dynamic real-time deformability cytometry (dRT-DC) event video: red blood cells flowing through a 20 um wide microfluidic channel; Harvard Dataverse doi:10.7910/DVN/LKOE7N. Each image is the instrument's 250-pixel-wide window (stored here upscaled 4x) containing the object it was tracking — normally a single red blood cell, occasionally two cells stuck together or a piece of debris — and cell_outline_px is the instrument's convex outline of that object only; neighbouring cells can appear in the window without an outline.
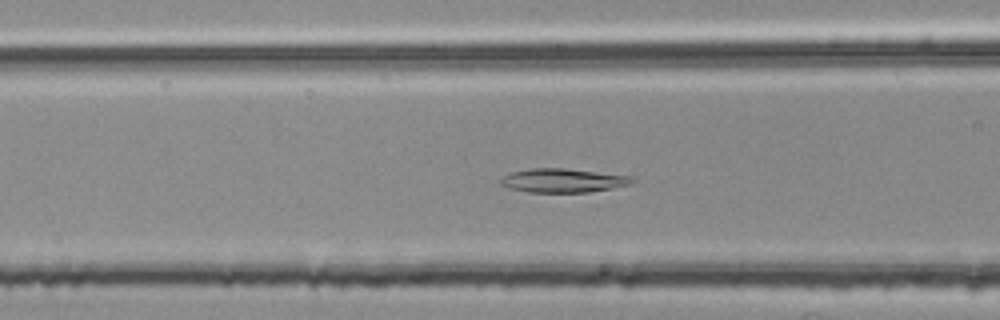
{"species": "common noctule bat (a hibernating species)", "species_latin": "Nyctalus noctula", "temperature_condition": "room temperature", "stored_images_in_passage": 36, "camera_frame_rate_fps": 3000, "um_per_image_px": 0.085, "animal": {"sex": "female", "body_mass_g": 25.1}, "frame": {"image": 1, "passage_image": 5, "time_ms": 1.333, "image_size_px": [1000, 320], "cell_outline_px": [[636, 180], [632, 184], [612, 188], [588, 192], [528, 192], [496, 184], [504, 176], [512, 172], [528, 168], [564, 168], [632, 176]], "centroid_in_image_um": [47.86, 15.34], "position_along_channel_um": 118.7, "area_um2": 18.32}}
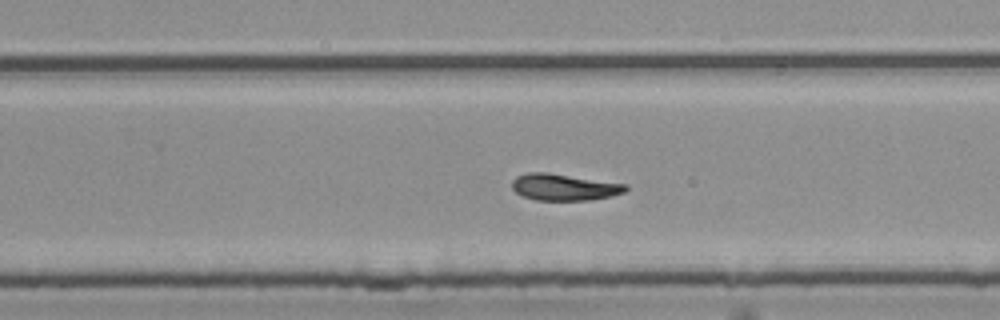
{"frame": {"image": 2, "passage_image": 18, "time_ms": 5.667, "image_size_px": [1000, 320], "cell_outline_px": [[628, 188], [624, 192], [612, 196], [592, 200], [536, 200], [524, 196], [516, 192], [512, 188], [512, 180], [516, 176], [528, 172], [548, 172], [628, 184]], "centroid_in_image_um": [47.97, 15.9], "position_along_channel_um": 281.8, "area_um2": 17.74}}
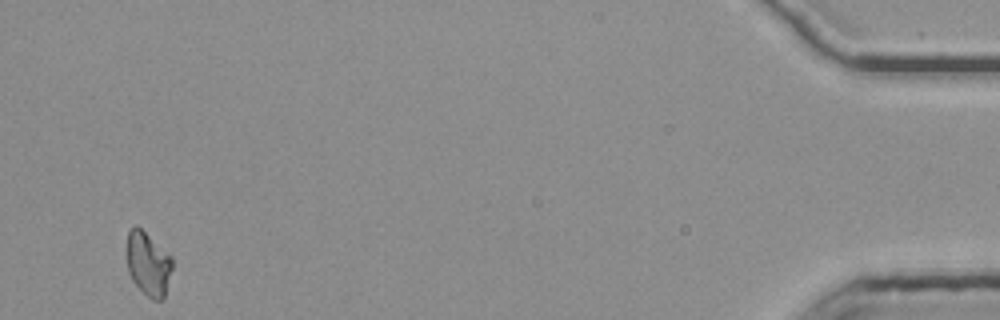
{"frame": {"image": 3, "passage_image": 36, "time_ms": 11.667, "image_size_px": [1000, 320], "cell_outline_px": [[172, 268], [164, 300], [152, 300], [132, 280], [128, 272], [124, 252], [128, 232], [136, 224], [172, 256]], "centroid_in_image_um": [12.56, 22.41], "position_along_channel_um": 422.6, "area_um2": 17.28}}